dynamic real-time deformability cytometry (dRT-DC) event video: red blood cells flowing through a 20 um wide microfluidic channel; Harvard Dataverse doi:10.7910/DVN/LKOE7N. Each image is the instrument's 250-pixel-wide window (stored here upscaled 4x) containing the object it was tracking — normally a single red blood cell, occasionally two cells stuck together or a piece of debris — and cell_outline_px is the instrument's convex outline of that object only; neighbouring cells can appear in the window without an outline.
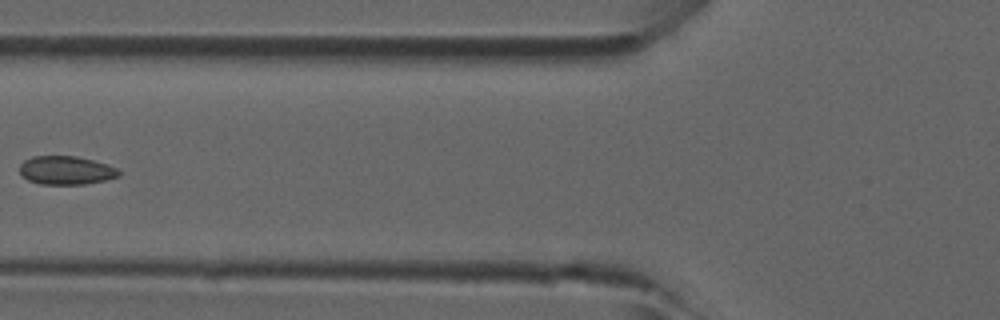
{"species": "common noctule bat (a hibernating species)", "species_latin": "Nyctalus noctula", "temperature_condition": "room temperature", "stored_images_in_passage": 6, "camera_frame_rate_fps": 3000, "um_per_image_px": 0.085, "animal": {"sex": "male", "forearm_length_mm": 52.5}, "frame": {"image": 1, "passage_image": 6, "time_ms": 1.667, "image_size_px": [1000, 320], "cell_outline_px": [[120, 176], [104, 180], [84, 184], [40, 184], [28, 180], [20, 172], [20, 164], [24, 160], [32, 156], [76, 156], [108, 164], [116, 168], [120, 172]], "centroid_in_image_um": [5.61, 14.47], "position_along_channel_um": 120.2, "area_um2": 16.42}}